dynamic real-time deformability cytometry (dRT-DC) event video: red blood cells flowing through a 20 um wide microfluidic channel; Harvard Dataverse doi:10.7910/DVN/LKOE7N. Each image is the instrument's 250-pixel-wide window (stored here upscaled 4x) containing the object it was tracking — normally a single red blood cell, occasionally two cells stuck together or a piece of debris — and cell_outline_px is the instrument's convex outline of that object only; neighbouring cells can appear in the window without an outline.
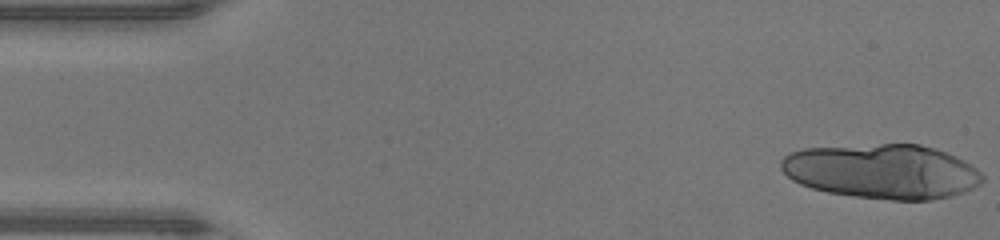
{"species": "human", "species_latin": "Homo sapiens", "temperature_condition": "warm", "stored_images_in_passage": 13, "camera_frame_rate_fps": 3000, "um_per_image_px": 0.085, "donor": {"sex": "male"}, "frame": {"image": 1, "passage_image": 1, "time_ms": 0.0, "image_size_px": [1000, 240], "cell_outline_px": [[984, 180], [980, 184], [964, 192], [932, 200], [892, 200], [852, 196], [828, 192], [812, 188], [800, 184], [792, 180], [780, 168], [780, 160], [784, 156], [792, 152], [804, 148], [880, 144], [920, 144], [936, 148], [956, 156], [964, 160], [976, 168], [984, 176]], "centroid_in_image_um": [74.99, 14.56], "position_along_channel_um": 10.0, "area_um2": 64.27}}